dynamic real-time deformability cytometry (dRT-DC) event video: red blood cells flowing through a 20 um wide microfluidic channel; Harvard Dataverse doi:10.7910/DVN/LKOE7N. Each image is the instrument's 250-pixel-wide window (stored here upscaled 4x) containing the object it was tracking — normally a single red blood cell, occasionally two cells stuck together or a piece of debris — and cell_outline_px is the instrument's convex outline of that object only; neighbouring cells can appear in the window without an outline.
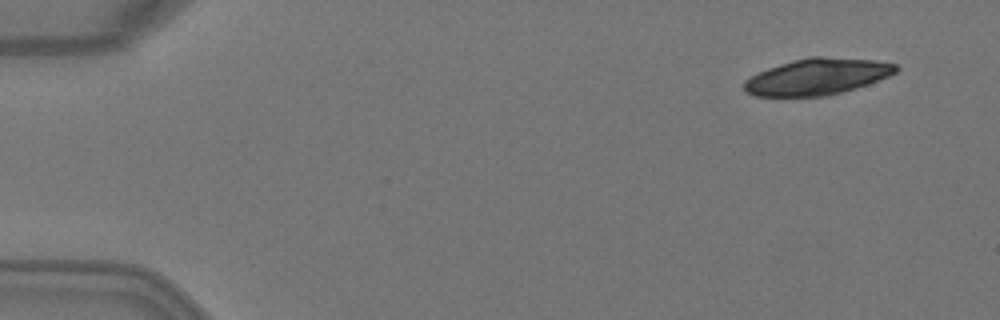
{"species": "Egyptian fruit bat (a non-hibernating species)", "species_latin": "Rousettus aegyptiacus", "temperature_condition": "warm", "stored_images_in_passage": 3, "camera_frame_rate_fps": 3000, "um_per_image_px": 0.085, "animal": {"sex": "female"}, "frame": {"image": 1, "passage_image": 3, "time_ms": 0.667, "image_size_px": [1000, 320], "cell_outline_px": [[900, 68], [896, 72], [888, 76], [868, 84], [856, 88], [828, 96], [752, 96], [744, 92], [744, 80], [768, 68], [792, 60], [808, 56], [820, 56], [876, 60], [896, 64]], "centroid_in_image_um": [69.46, 6.51], "position_along_channel_um": 15.5, "area_um2": 32.25}}